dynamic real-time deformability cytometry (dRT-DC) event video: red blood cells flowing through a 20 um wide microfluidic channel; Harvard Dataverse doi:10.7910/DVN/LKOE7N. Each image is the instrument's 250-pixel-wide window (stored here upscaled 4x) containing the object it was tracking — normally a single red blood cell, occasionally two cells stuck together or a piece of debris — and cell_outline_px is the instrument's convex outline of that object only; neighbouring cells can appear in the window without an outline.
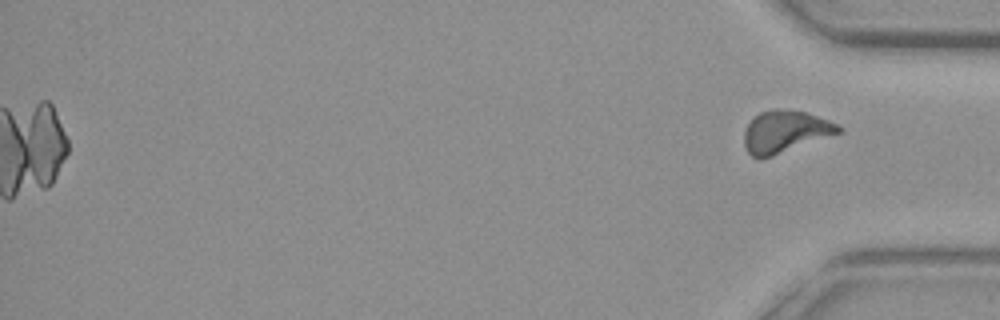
{"species": "common noctule bat (a hibernating species)", "species_latin": "Nyctalus noctula", "temperature_condition": "warm", "stored_images_in_passage": 53, "camera_frame_rate_fps": 3000, "um_per_image_px": 0.085, "animal": {"sex": "female", "body_mass_g": 29.2, "forearm_length_mm": 56.3}, "frame": {"image": 1, "passage_image": 53, "time_ms": 17.333, "image_size_px": [1000, 320], "cell_outline_px": [[844, 128], [840, 132], [772, 156], [760, 160], [752, 156], [744, 148], [744, 132], [748, 124], [760, 112], [776, 108], [780, 108], [804, 112], [828, 120]], "centroid_in_image_um": [66.69, 11.2], "position_along_channel_um": 368.5, "area_um2": 22.83}}